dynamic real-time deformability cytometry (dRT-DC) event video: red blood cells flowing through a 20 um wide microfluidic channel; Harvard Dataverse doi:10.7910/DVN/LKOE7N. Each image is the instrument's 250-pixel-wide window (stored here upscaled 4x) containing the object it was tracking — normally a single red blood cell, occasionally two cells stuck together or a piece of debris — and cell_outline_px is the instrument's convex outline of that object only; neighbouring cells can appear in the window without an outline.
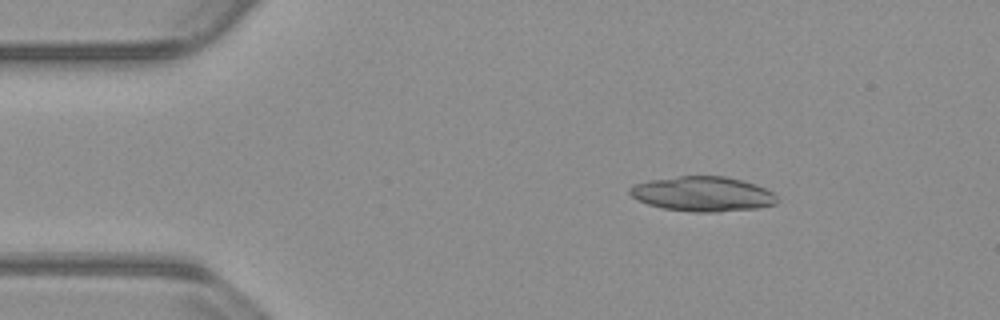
{"species": "common noctule bat (a hibernating species)", "species_latin": "Nyctalus noctula", "temperature_condition": "warm", "stored_images_in_passage": 53, "camera_frame_rate_fps": 3000, "um_per_image_px": 0.085, "animal": {"sex": "male", "body_mass_g": 23.1, "forearm_length_mm": 52.7}, "frame": {"image": 1, "passage_image": 8, "time_ms": 2.333, "image_size_px": [1000, 320], "cell_outline_px": [[780, 200], [776, 204], [756, 208], [716, 212], [696, 212], [664, 208], [648, 204], [636, 200], [628, 192], [628, 188], [632, 184], [648, 180], [680, 176], [724, 176], [756, 184], [772, 192]], "centroid_in_image_um": [59.7, 16.48], "position_along_channel_um": 25.3, "area_um2": 29.94}, "authors_computed_cell_mechanics": {"area_um2": 28.7844, "velocity_mm_per_s": 3.8037, "shape_relaxation_time_tau1_ms": null, "shape_relaxation_time_tau2_ms": 2.919, "deformation_change_tau1": null, "deformation_change_tau2": 0.1052}}